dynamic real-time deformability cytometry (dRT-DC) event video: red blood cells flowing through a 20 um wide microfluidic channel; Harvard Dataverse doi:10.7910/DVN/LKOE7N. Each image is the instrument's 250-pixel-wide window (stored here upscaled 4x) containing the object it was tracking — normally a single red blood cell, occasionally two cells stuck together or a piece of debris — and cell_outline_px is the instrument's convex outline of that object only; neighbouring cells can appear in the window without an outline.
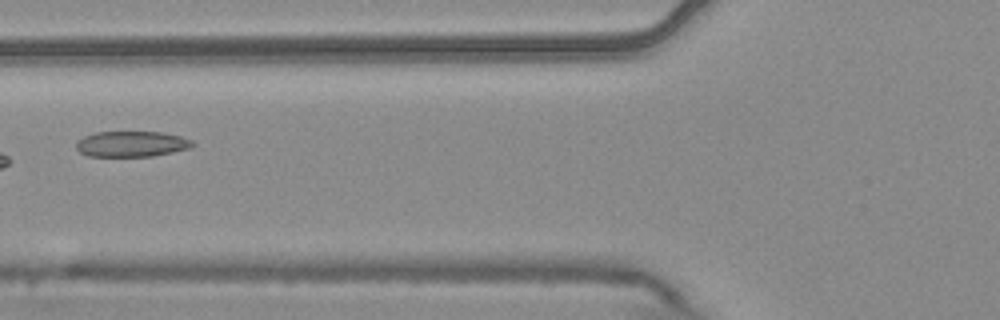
{"species": "common noctule bat (a hibernating species)", "species_latin": "Nyctalus noctula", "temperature_condition": "warm", "stored_images_in_passage": 4, "camera_frame_rate_fps": 3000, "um_per_image_px": 0.085, "animal": {"sex": "male", "body_mass_g": 20.4}, "frame": {"image": 1, "passage_image": 4, "time_ms": 1.0, "image_size_px": [1000, 320], "cell_outline_px": [[196, 144], [192, 148], [152, 156], [88, 156], [80, 152], [76, 148], [76, 140], [84, 136], [96, 132], [160, 132], [180, 136], [192, 140]], "centroid_in_image_um": [11.19, 12.24], "position_along_channel_um": 114.6, "area_um2": 17.46}}